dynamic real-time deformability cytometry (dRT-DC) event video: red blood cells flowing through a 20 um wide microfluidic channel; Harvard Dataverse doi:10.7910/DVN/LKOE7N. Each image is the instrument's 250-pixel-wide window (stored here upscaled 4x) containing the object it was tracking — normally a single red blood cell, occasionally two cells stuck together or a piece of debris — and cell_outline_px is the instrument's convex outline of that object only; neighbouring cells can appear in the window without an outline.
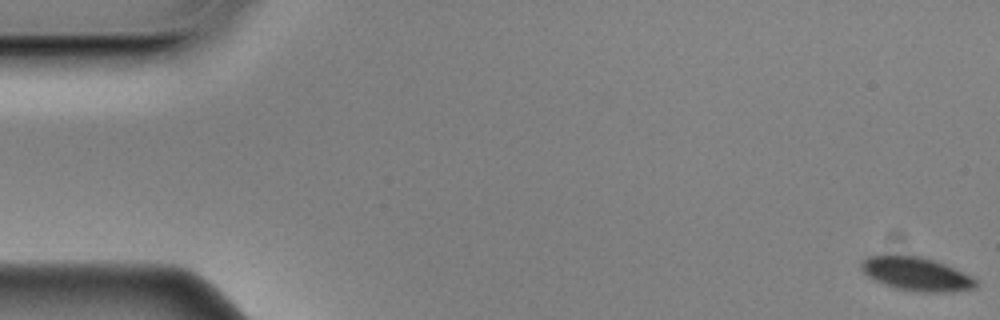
{"species": "Egyptian fruit bat (a non-hibernating species)", "species_latin": "Rousettus aegyptiacus", "temperature_condition": "cold", "stored_images_in_passage": 58, "camera_frame_rate_fps": 3000, "um_per_image_px": 0.085, "animal": {"sex": "male"}, "frame": {"image": 1, "passage_image": 1, "time_ms": 0.0, "image_size_px": [1000, 320], "cell_outline_px": [[980, 284], [976, 288], [952, 292], [920, 292], [896, 288], [884, 284], [868, 276], [860, 268], [860, 264], [868, 256], [920, 256], [944, 264], [972, 276]], "centroid_in_image_um": [77.94, 23.31], "position_along_channel_um": 7.1, "area_um2": 22.14}}
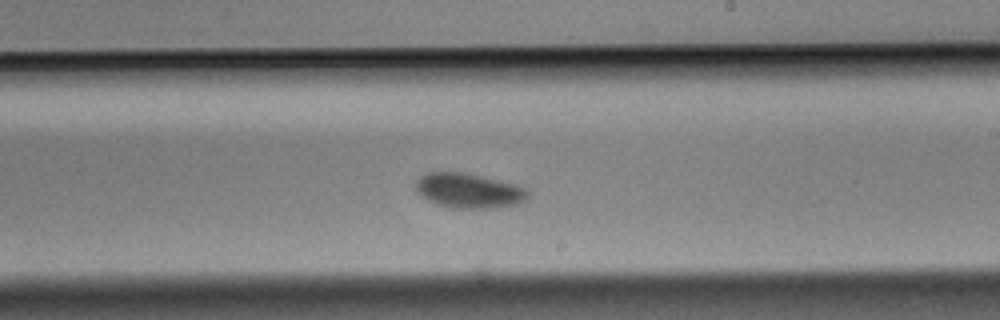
{"frame": {"image": 2, "passage_image": 34, "time_ms": 11.0, "image_size_px": [1000, 320], "cell_outline_px": [[528, 200], [516, 204], [492, 208], [452, 208], [436, 204], [420, 196], [416, 192], [416, 184], [420, 176], [428, 172], [464, 172], [500, 180], [516, 184], [528, 188]], "centroid_in_image_um": [39.86, 16.2], "position_along_channel_um": 249.1, "area_um2": 22.95}}
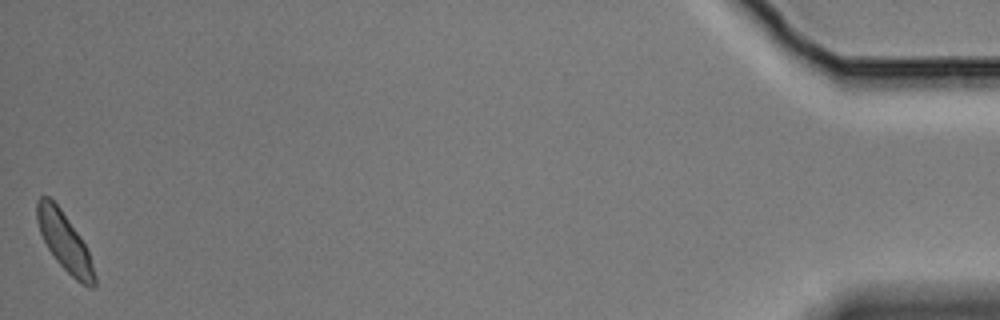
{"frame": {"image": 3, "passage_image": 58, "time_ms": 19.0, "image_size_px": [1000, 320], "cell_outline_px": [[96, 284], [92, 288], [88, 288], [76, 280], [56, 260], [48, 248], [40, 232], [36, 220], [36, 200], [40, 196], [48, 196], [60, 208], [80, 236], [88, 252], [96, 276]], "centroid_in_image_um": [5.48, 20.55], "position_along_channel_um": 429.7, "area_um2": 19.31}, "authors_computed_cell_mechanics": {"area_um2": 22.5998, "velocity_mm_per_s": 3.4694, "shape_relaxation_time_tau1_ms": 2.0924, "shape_relaxation_time_tau2_ms": null, "deformation_change_tau1": 0.0476, "deformation_change_tau2": null}}